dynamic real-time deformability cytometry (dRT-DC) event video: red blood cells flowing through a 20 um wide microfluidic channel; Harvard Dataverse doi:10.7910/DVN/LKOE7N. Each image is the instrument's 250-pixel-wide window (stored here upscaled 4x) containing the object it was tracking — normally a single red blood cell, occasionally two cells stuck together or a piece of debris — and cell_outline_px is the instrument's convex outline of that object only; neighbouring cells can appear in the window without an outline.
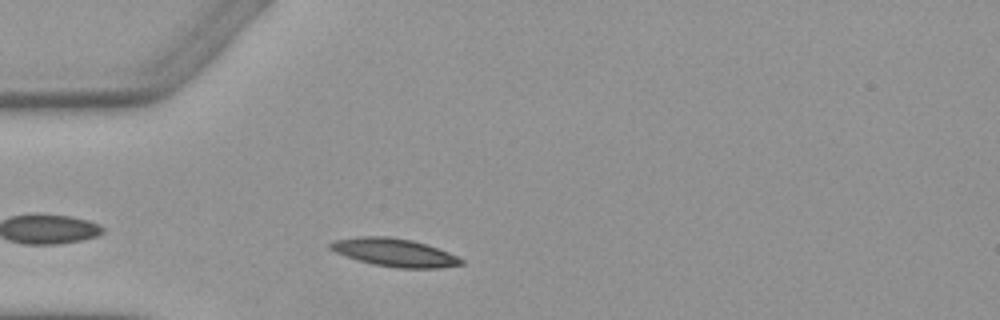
{"species": "Egyptian fruit bat (a non-hibernating species)", "species_latin": "Rousettus aegyptiacus", "temperature_condition": "warm", "stored_images_in_passage": 3, "camera_frame_rate_fps": 3000, "um_per_image_px": 0.085, "animal": {"sex": "female"}, "frame": {"image": 1, "passage_image": 2, "time_ms": 1.333, "image_size_px": [1000, 320], "cell_outline_px": [[464, 264], [440, 268], [396, 268], [372, 264], [336, 252], [328, 248], [328, 244], [332, 240], [360, 236], [388, 236], [412, 240], [448, 252], [464, 260]], "centroid_in_image_um": [33.51, 21.46], "position_along_channel_um": 51.5, "area_um2": 21.27}}